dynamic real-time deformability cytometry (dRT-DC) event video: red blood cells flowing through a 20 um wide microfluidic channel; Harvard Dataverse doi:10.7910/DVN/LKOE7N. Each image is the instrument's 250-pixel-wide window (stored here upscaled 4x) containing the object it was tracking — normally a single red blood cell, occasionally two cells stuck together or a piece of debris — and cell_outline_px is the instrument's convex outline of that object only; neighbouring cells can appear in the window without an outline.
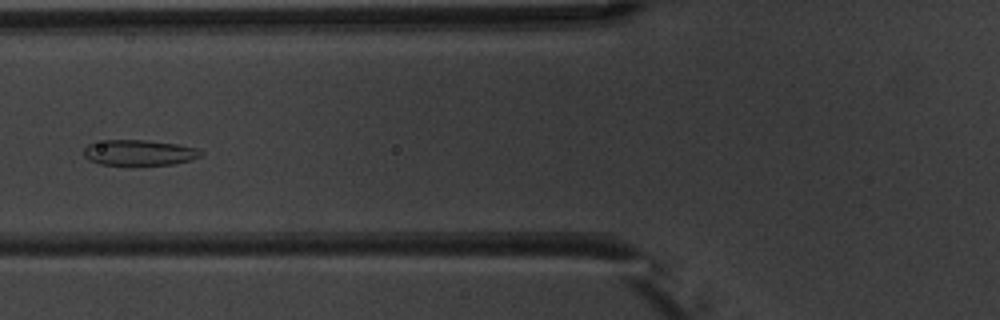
{"species": "common noctule bat (a hibernating species)", "species_latin": "Nyctalus noctula", "temperature_condition": "warm", "stored_images_in_passage": 4, "camera_frame_rate_fps": 3000, "um_per_image_px": 0.085, "animal": {"sex": "male", "body_mass_g": 20.1, "forearm_length_mm": 53.5}, "frame": {"image": 1, "passage_image": 4, "time_ms": 4.333, "image_size_px": [1000, 320], "cell_outline_px": [[204, 152], [200, 156], [192, 160], [172, 164], [132, 168], [100, 164], [88, 160], [84, 156], [84, 148], [88, 144], [104, 140], [148, 140], [176, 144], [196, 148]], "centroid_in_image_um": [11.8, 13.02], "position_along_channel_um": 114.0, "area_um2": 18.32}}